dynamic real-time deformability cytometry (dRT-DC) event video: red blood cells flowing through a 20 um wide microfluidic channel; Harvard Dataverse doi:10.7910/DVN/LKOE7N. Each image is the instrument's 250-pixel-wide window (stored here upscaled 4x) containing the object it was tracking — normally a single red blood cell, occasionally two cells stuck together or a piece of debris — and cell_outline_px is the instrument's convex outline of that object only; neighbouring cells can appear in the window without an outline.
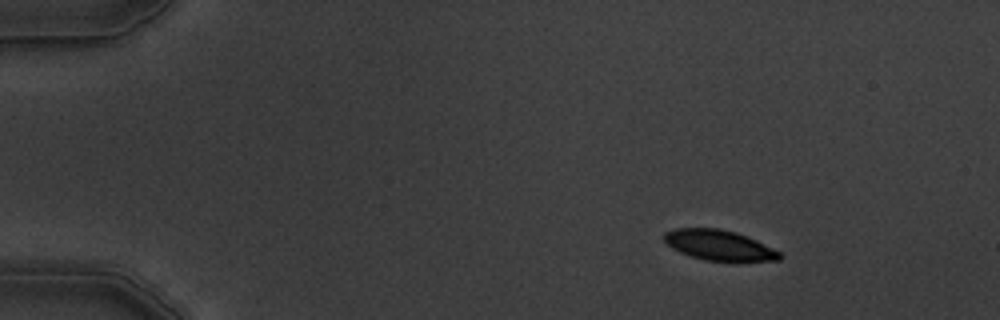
{"species": "common noctule bat (a hibernating species)", "species_latin": "Nyctalus noctula", "temperature_condition": "warm", "stored_images_in_passage": 4, "camera_frame_rate_fps": 3000, "um_per_image_px": 0.085, "animal": {"sex": "male", "body_mass_g": 19.5, "forearm_length_mm": 54.6}, "frame": {"image": 1, "passage_image": 1, "time_ms": 0.0, "image_size_px": [1000, 320], "cell_outline_px": [[784, 256], [780, 260], [732, 264], [704, 260], [688, 256], [672, 248], [664, 240], [664, 232], [672, 228], [720, 228], [736, 232], [756, 240], [780, 252]], "centroid_in_image_um": [61.17, 20.89], "position_along_channel_um": 23.8, "area_um2": 21.33}}
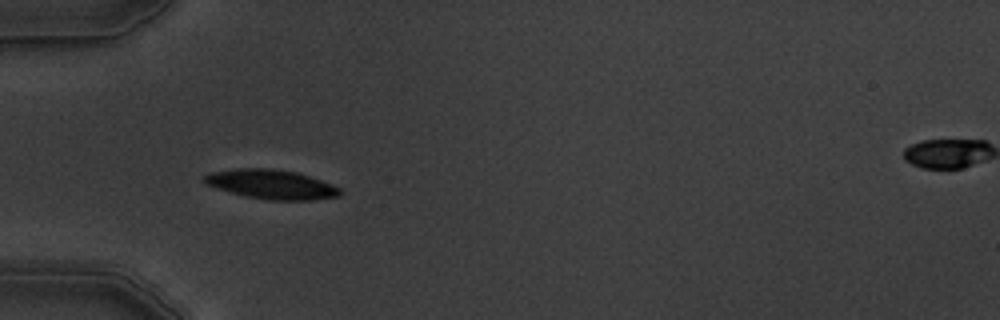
{"frame": {"image": 2, "passage_image": 3, "time_ms": 3.333, "image_size_px": [1000, 320], "cell_outline_px": [[340, 196], [312, 200], [268, 200], [244, 196], [216, 188], [204, 184], [200, 180], [204, 176], [212, 172], [236, 168], [268, 168], [296, 172], [332, 184], [340, 188]], "centroid_in_image_um": [23.02, 15.67], "position_along_channel_um": 62.0, "area_um2": 23.24}}